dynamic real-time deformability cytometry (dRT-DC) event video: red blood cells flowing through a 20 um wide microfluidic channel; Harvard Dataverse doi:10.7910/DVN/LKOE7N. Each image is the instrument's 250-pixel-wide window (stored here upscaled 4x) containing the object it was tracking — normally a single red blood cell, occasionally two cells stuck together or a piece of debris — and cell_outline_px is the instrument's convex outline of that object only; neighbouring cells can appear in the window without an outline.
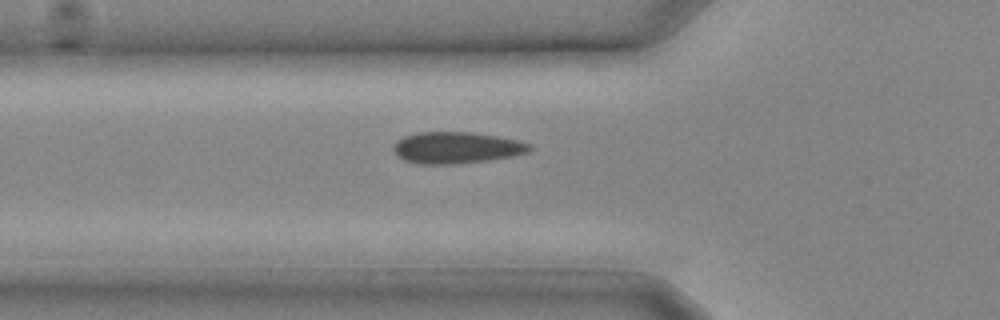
{"species": "common noctule bat (a hibernating species)", "species_latin": "Nyctalus noctula", "temperature_condition": "cold", "stored_images_in_passage": 20, "camera_frame_rate_fps": 3000, "um_per_image_px": 0.085, "animal": {"sex": "male", "body_mass_g": 20.4}, "frame": {"image": 1, "passage_image": 4, "time_ms": 1.0, "image_size_px": [1000, 320], "cell_outline_px": [[532, 148], [528, 152], [512, 156], [488, 160], [456, 164], [420, 164], [404, 160], [396, 156], [392, 148], [396, 140], [404, 136], [420, 132], [468, 132], [496, 136], [520, 140], [532, 144]], "centroid_in_image_um": [38.79, 12.55], "position_along_channel_um": 87.0, "area_um2": 25.14}}
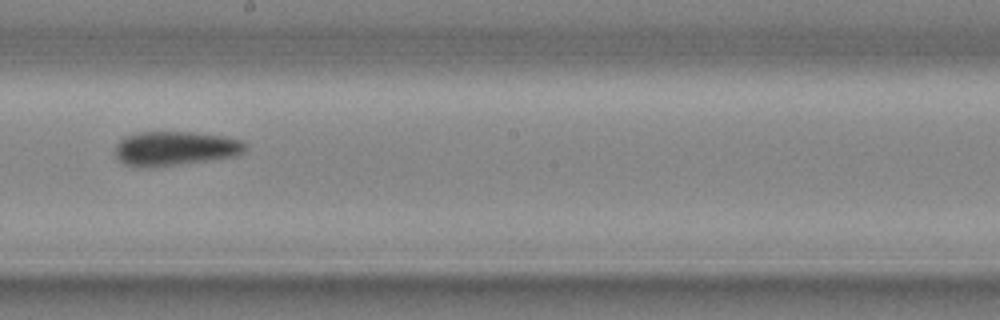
{"frame": {"image": 2, "passage_image": 10, "time_ms": 3.0, "image_size_px": [1000, 320], "cell_outline_px": [[244, 152], [240, 156], [152, 168], [144, 168], [124, 164], [116, 156], [116, 144], [124, 136], [140, 132], [192, 132], [224, 136], [240, 140], [244, 144]], "centroid_in_image_um": [14.88, 12.63], "position_along_channel_um": 233.3, "area_um2": 26.18}}
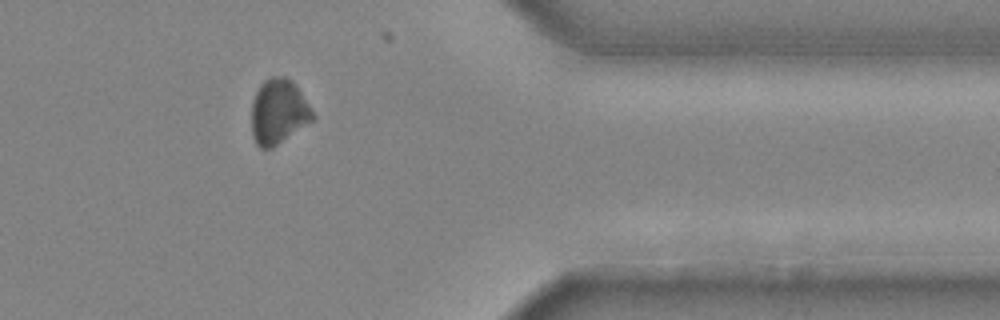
{"frame": {"image": 3, "passage_image": 17, "time_ms": 5.333, "image_size_px": [1000, 320], "cell_outline_px": [[316, 116], [312, 120], [272, 148], [260, 148], [256, 144], [252, 136], [252, 100], [260, 84], [264, 80], [272, 76], [284, 76], [292, 80], [296, 84]], "centroid_in_image_um": [23.66, 9.47], "position_along_channel_um": 387.7, "area_um2": 23.12}}